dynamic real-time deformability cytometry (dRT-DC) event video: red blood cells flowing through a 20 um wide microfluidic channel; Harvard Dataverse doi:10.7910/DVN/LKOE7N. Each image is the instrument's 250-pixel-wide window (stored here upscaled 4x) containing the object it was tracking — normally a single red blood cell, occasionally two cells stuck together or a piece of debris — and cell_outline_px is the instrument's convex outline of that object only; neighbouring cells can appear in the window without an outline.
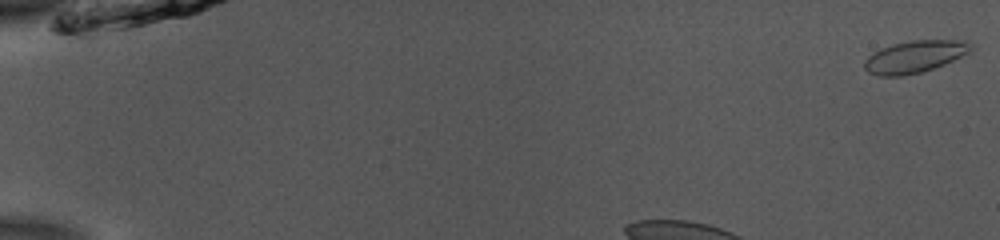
{"species": "common noctule bat (a hibernating species)", "species_latin": "Nyctalus noctula", "temperature_condition": "room temperature", "stored_images_in_passage": 45, "camera_frame_rate_fps": 3000, "um_per_image_px": 0.085, "animal": {"sex": "male", "body_mass_g": 13.0, "forearm_length_mm": 53.1}, "frame": {"image": 1, "passage_image": 1, "time_ms": 0.0, "image_size_px": [1000, 240], "cell_outline_px": [[972, 48], [968, 52], [944, 64], [920, 72], [900, 76], [880, 76], [868, 72], [864, 68], [864, 60], [868, 56], [880, 48], [892, 44], [912, 40], [964, 40], [972, 44]], "centroid_in_image_um": [77.7, 4.81], "position_along_channel_um": 7.3, "area_um2": 19.71}}
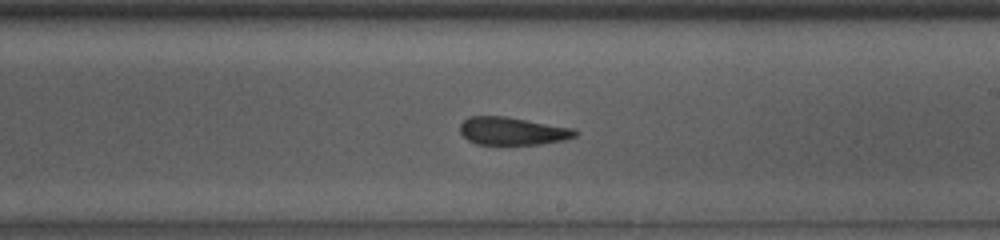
{"frame": {"image": 2, "passage_image": 24, "time_ms": 7.667, "image_size_px": [1000, 240], "cell_outline_px": [[580, 132], [576, 136], [564, 140], [540, 144], [476, 144], [468, 140], [460, 132], [460, 124], [468, 116], [504, 116], [572, 128]], "centroid_in_image_um": [43.55, 11.14], "position_along_channel_um": 245.5, "area_um2": 18.55}}
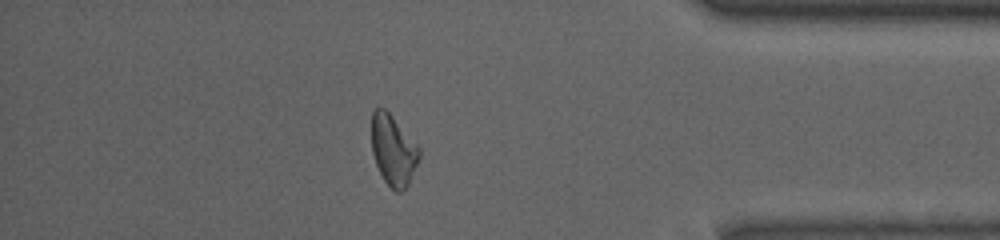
{"frame": {"image": 3, "passage_image": 38, "time_ms": 12.333, "image_size_px": [1000, 240], "cell_outline_px": [[420, 156], [408, 184], [400, 192], [396, 192], [384, 180], [376, 164], [372, 152], [372, 112], [376, 108], [384, 108], [392, 116], [420, 148]], "centroid_in_image_um": [33.42, 12.76], "position_along_channel_um": 401.8, "area_um2": 19.19}, "authors_computed_cell_mechanics": {"area_um2": 19.652, "velocity_mm_per_s": 3.8749, "shape_relaxation_time_tau1_ms": null, "shape_relaxation_time_tau2_ms": 2.0897, "deformation_change_tau1": null, "deformation_change_tau2": 0.0723}}